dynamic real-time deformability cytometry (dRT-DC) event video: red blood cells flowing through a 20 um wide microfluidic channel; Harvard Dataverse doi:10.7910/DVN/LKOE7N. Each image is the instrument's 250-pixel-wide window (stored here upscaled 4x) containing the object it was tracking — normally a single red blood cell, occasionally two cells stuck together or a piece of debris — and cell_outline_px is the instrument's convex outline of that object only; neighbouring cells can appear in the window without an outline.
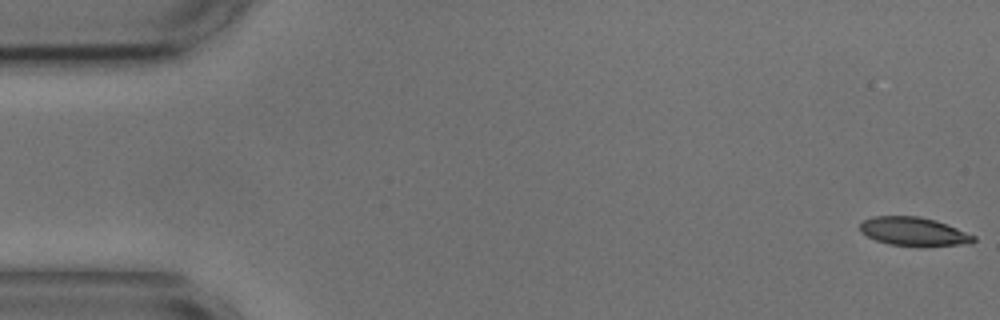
{"species": "common noctule bat (a hibernating species)", "species_latin": "Nyctalus noctula", "temperature_condition": "cold", "stored_images_in_passage": 55, "camera_frame_rate_fps": 3000, "um_per_image_px": 0.085, "animal": {"sex": "male", "body_mass_g": 17.9, "forearm_length_mm": 54.2}, "frame": {"image": 1, "passage_image": 1, "time_ms": 0.0, "image_size_px": [1000, 320], "cell_outline_px": [[976, 240], [972, 244], [920, 248], [916, 248], [888, 244], [876, 240], [860, 232], [860, 224], [864, 220], [872, 216], [920, 216], [936, 220], [948, 224], [976, 236]], "centroid_in_image_um": [77.73, 19.72], "position_along_channel_um": 7.3, "area_um2": 19.71}}
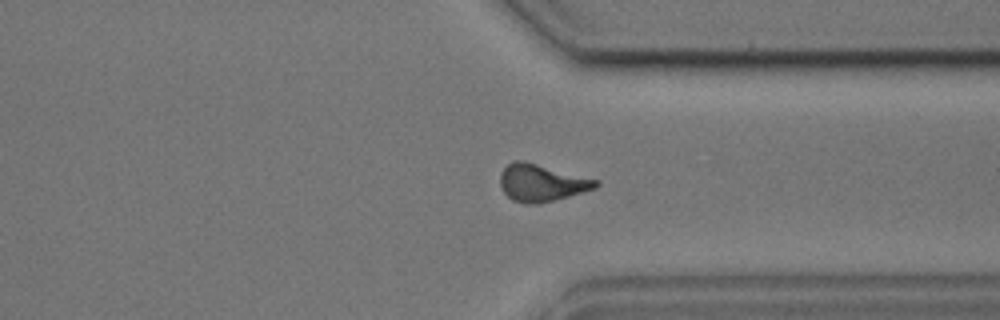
{"frame": {"image": 2, "passage_image": 41, "time_ms": 13.333, "image_size_px": [1000, 320], "cell_outline_px": [[600, 184], [596, 188], [568, 196], [536, 204], [524, 204], [512, 200], [504, 192], [500, 184], [500, 172], [508, 164], [516, 160], [524, 160], [600, 180]], "centroid_in_image_um": [46.03, 15.53], "position_along_channel_um": 365.4, "area_um2": 20.75}}
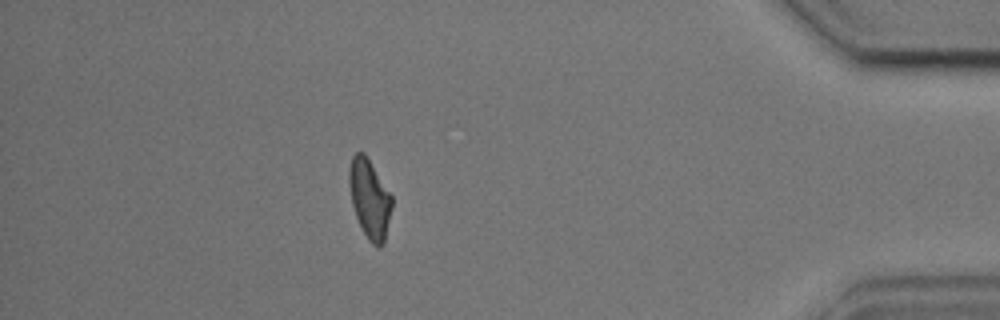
{"frame": {"image": 3, "passage_image": 48, "time_ms": 15.667, "image_size_px": [1000, 320], "cell_outline_px": [[392, 208], [384, 244], [380, 248], [376, 248], [368, 240], [356, 216], [352, 204], [348, 180], [348, 172], [352, 156], [356, 152], [364, 152], [392, 196]], "centroid_in_image_um": [31.42, 16.92], "position_along_channel_um": 403.8, "area_um2": 19.65}, "authors_computed_cell_mechanics": {"area_um2": 19.9988, "velocity_mm_per_s": 3.6536, "shape_relaxation_time_tau1_ms": 3.2626, "shape_relaxation_time_tau2_ms": 2.7722, "deformation_change_tau1": 0.14, "deformation_change_tau2": 0.1165}}